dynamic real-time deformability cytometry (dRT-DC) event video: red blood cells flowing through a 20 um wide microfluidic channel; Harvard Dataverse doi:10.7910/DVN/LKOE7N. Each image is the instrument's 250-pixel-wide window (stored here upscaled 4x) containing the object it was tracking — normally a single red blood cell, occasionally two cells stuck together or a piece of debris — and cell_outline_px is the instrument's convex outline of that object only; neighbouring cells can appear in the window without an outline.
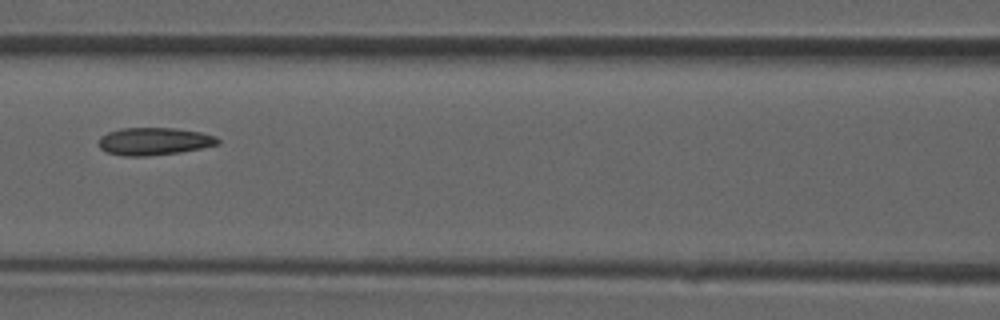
{"species": "common noctule bat (a hibernating species)", "species_latin": "Nyctalus noctula", "temperature_condition": "room temperature", "stored_images_in_passage": 37, "camera_frame_rate_fps": 3000, "um_per_image_px": 0.085, "animal": {"sex": "male", "forearm_length_mm": 52.5}, "frame": {"image": 1, "passage_image": 16, "time_ms": 5.0, "image_size_px": [1000, 320], "cell_outline_px": [[220, 144], [180, 152], [148, 156], [124, 156], [108, 152], [100, 148], [96, 144], [100, 136], [108, 132], [120, 128], [176, 128], [200, 132], [216, 136], [220, 140]], "centroid_in_image_um": [13.08, 12.01], "position_along_channel_um": 153.5, "area_um2": 19.25}}